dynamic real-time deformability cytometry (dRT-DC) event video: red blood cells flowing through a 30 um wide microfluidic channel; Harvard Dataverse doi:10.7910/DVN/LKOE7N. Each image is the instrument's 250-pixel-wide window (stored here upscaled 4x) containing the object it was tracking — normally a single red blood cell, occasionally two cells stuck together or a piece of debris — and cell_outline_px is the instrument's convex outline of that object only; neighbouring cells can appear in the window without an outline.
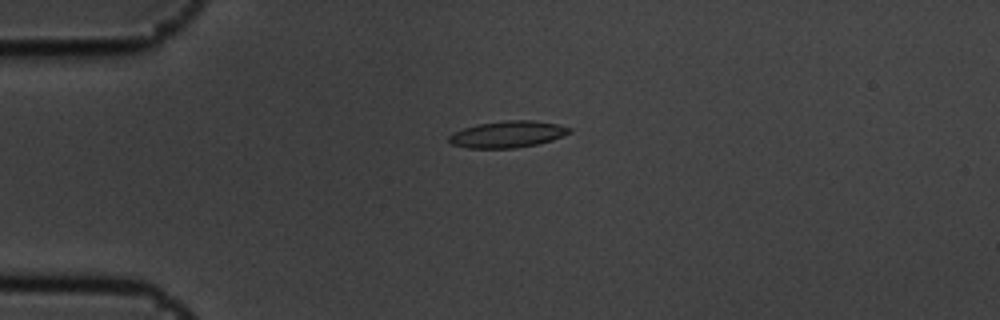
{"species": "common noctule bat (a hibernating species)", "species_latin": "Nyctalus noctula", "temperature_condition": "cold", "stored_images_in_passage": 6, "camera_frame_rate_fps": 3000, "um_per_image_px": 0.085, "animal": {"sex": "male", "body_mass_g": 19.5, "forearm_length_mm": 54.6}, "frame": {"image": 1, "passage_image": 4, "time_ms": 1.0, "image_size_px": [1000, 320], "cell_outline_px": [[572, 132], [564, 136], [552, 140], [536, 144], [516, 148], [468, 148], [452, 144], [448, 140], [448, 136], [452, 132], [464, 128], [480, 124], [504, 120], [532, 120], [556, 124], [572, 128]], "centroid_in_image_um": [43.15, 11.41], "position_along_channel_um": 41.8, "area_um2": 18.67}}
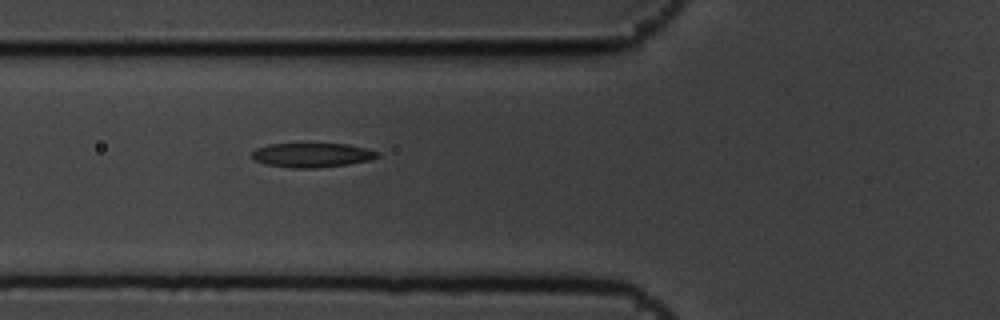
{"frame": {"image": 2, "passage_image": 6, "time_ms": 1.667, "image_size_px": [1000, 320], "cell_outline_px": [[380, 156], [372, 160], [348, 164], [316, 168], [292, 168], [264, 164], [252, 160], [252, 152], [256, 148], [268, 144], [348, 144], [380, 152]], "centroid_in_image_um": [26.51, 13.19], "position_along_channel_um": 99.3, "area_um2": 17.92}}